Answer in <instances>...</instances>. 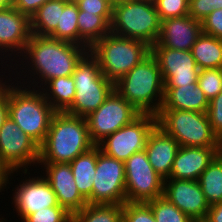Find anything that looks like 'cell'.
Listing matches in <instances>:
<instances>
[{
    "instance_id": "6da1fadb",
    "label": "cell",
    "mask_w": 222,
    "mask_h": 222,
    "mask_svg": "<svg viewBox=\"0 0 222 222\" xmlns=\"http://www.w3.org/2000/svg\"><path fill=\"white\" fill-rule=\"evenodd\" d=\"M88 51V48L78 44L57 40L49 36L31 34L24 52L20 58H17L16 63L7 68L6 73L12 72L10 76L14 74L13 77L18 75L19 77L16 76L12 79L19 84L41 89L51 79L72 76L78 62Z\"/></svg>"
},
{
    "instance_id": "7a4b0ae2",
    "label": "cell",
    "mask_w": 222,
    "mask_h": 222,
    "mask_svg": "<svg viewBox=\"0 0 222 222\" xmlns=\"http://www.w3.org/2000/svg\"><path fill=\"white\" fill-rule=\"evenodd\" d=\"M94 146L85 118L55 112L46 138L39 146L38 163H70Z\"/></svg>"
},
{
    "instance_id": "3957f363",
    "label": "cell",
    "mask_w": 222,
    "mask_h": 222,
    "mask_svg": "<svg viewBox=\"0 0 222 222\" xmlns=\"http://www.w3.org/2000/svg\"><path fill=\"white\" fill-rule=\"evenodd\" d=\"M10 74H7L9 117L40 146L46 138L56 111L45 99L41 89H31L29 86L19 85L14 80L12 82Z\"/></svg>"
},
{
    "instance_id": "277c9868",
    "label": "cell",
    "mask_w": 222,
    "mask_h": 222,
    "mask_svg": "<svg viewBox=\"0 0 222 222\" xmlns=\"http://www.w3.org/2000/svg\"><path fill=\"white\" fill-rule=\"evenodd\" d=\"M114 89L139 113L157 116L164 100V82L157 59L150 54L114 84Z\"/></svg>"
},
{
    "instance_id": "5b68a950",
    "label": "cell",
    "mask_w": 222,
    "mask_h": 222,
    "mask_svg": "<svg viewBox=\"0 0 222 222\" xmlns=\"http://www.w3.org/2000/svg\"><path fill=\"white\" fill-rule=\"evenodd\" d=\"M89 51L98 59L105 78L116 84L151 54V46L141 40L121 37L110 32Z\"/></svg>"
},
{
    "instance_id": "8992f818",
    "label": "cell",
    "mask_w": 222,
    "mask_h": 222,
    "mask_svg": "<svg viewBox=\"0 0 222 222\" xmlns=\"http://www.w3.org/2000/svg\"><path fill=\"white\" fill-rule=\"evenodd\" d=\"M161 20L155 4L137 0H114L111 32L141 40L153 46L160 33Z\"/></svg>"
},
{
    "instance_id": "52a82bcc",
    "label": "cell",
    "mask_w": 222,
    "mask_h": 222,
    "mask_svg": "<svg viewBox=\"0 0 222 222\" xmlns=\"http://www.w3.org/2000/svg\"><path fill=\"white\" fill-rule=\"evenodd\" d=\"M72 77L75 81V97L65 111L71 115L86 118L114 90V84L102 74L98 59L90 51L78 62Z\"/></svg>"
},
{
    "instance_id": "ba28073f",
    "label": "cell",
    "mask_w": 222,
    "mask_h": 222,
    "mask_svg": "<svg viewBox=\"0 0 222 222\" xmlns=\"http://www.w3.org/2000/svg\"><path fill=\"white\" fill-rule=\"evenodd\" d=\"M157 125L171 135L179 146L219 147V138L213 132L206 113L160 109Z\"/></svg>"
},
{
    "instance_id": "9c48e42d",
    "label": "cell",
    "mask_w": 222,
    "mask_h": 222,
    "mask_svg": "<svg viewBox=\"0 0 222 222\" xmlns=\"http://www.w3.org/2000/svg\"><path fill=\"white\" fill-rule=\"evenodd\" d=\"M141 115L115 89L105 101L85 119L92 143L97 146L110 134L132 123Z\"/></svg>"
},
{
    "instance_id": "30bf717a",
    "label": "cell",
    "mask_w": 222,
    "mask_h": 222,
    "mask_svg": "<svg viewBox=\"0 0 222 222\" xmlns=\"http://www.w3.org/2000/svg\"><path fill=\"white\" fill-rule=\"evenodd\" d=\"M124 168L126 202L147 203L163 196L164 179L149 163L145 150L132 154Z\"/></svg>"
},
{
    "instance_id": "8fae6325",
    "label": "cell",
    "mask_w": 222,
    "mask_h": 222,
    "mask_svg": "<svg viewBox=\"0 0 222 222\" xmlns=\"http://www.w3.org/2000/svg\"><path fill=\"white\" fill-rule=\"evenodd\" d=\"M87 202L119 205L126 202L124 162L105 155L98 146L92 194Z\"/></svg>"
},
{
    "instance_id": "7c38bea8",
    "label": "cell",
    "mask_w": 222,
    "mask_h": 222,
    "mask_svg": "<svg viewBox=\"0 0 222 222\" xmlns=\"http://www.w3.org/2000/svg\"><path fill=\"white\" fill-rule=\"evenodd\" d=\"M157 125V116L141 114L132 123L110 134L97 146L105 155L125 162L132 154L145 149L149 134Z\"/></svg>"
},
{
    "instance_id": "4fadbf2b",
    "label": "cell",
    "mask_w": 222,
    "mask_h": 222,
    "mask_svg": "<svg viewBox=\"0 0 222 222\" xmlns=\"http://www.w3.org/2000/svg\"><path fill=\"white\" fill-rule=\"evenodd\" d=\"M0 160L11 171H28L39 162V145L10 117L0 128Z\"/></svg>"
},
{
    "instance_id": "5bb4252c",
    "label": "cell",
    "mask_w": 222,
    "mask_h": 222,
    "mask_svg": "<svg viewBox=\"0 0 222 222\" xmlns=\"http://www.w3.org/2000/svg\"><path fill=\"white\" fill-rule=\"evenodd\" d=\"M30 36V18L27 15L20 13L13 6L4 10H0L1 72H3L4 69L7 71L6 68L11 67L13 62L17 61V57L20 58L25 50ZM4 59L7 61L4 62ZM7 62H9L10 65L6 64Z\"/></svg>"
},
{
    "instance_id": "9a60e30c",
    "label": "cell",
    "mask_w": 222,
    "mask_h": 222,
    "mask_svg": "<svg viewBox=\"0 0 222 222\" xmlns=\"http://www.w3.org/2000/svg\"><path fill=\"white\" fill-rule=\"evenodd\" d=\"M18 172L21 174V178L27 175L20 180L19 185L17 184L16 187L12 189L13 197L11 198V204L15 206L13 210L18 213L17 216H20V220H23L27 215L35 213L40 209L59 205L49 182L42 174L38 175L40 171L35 174L37 176H29V178H27L28 175H31L29 171Z\"/></svg>"
},
{
    "instance_id": "2e32d148",
    "label": "cell",
    "mask_w": 222,
    "mask_h": 222,
    "mask_svg": "<svg viewBox=\"0 0 222 222\" xmlns=\"http://www.w3.org/2000/svg\"><path fill=\"white\" fill-rule=\"evenodd\" d=\"M151 54L159 64L164 87H182L197 83L200 69L191 50L151 47Z\"/></svg>"
},
{
    "instance_id": "e0dca14e",
    "label": "cell",
    "mask_w": 222,
    "mask_h": 222,
    "mask_svg": "<svg viewBox=\"0 0 222 222\" xmlns=\"http://www.w3.org/2000/svg\"><path fill=\"white\" fill-rule=\"evenodd\" d=\"M163 196L194 222L205 220L210 205L197 180H164Z\"/></svg>"
},
{
    "instance_id": "ac0fdd59",
    "label": "cell",
    "mask_w": 222,
    "mask_h": 222,
    "mask_svg": "<svg viewBox=\"0 0 222 222\" xmlns=\"http://www.w3.org/2000/svg\"><path fill=\"white\" fill-rule=\"evenodd\" d=\"M39 165L43 177L49 182L56 195L58 204L71 215L88 204L75 184L69 163H38V167Z\"/></svg>"
},
{
    "instance_id": "d6986e66",
    "label": "cell",
    "mask_w": 222,
    "mask_h": 222,
    "mask_svg": "<svg viewBox=\"0 0 222 222\" xmlns=\"http://www.w3.org/2000/svg\"><path fill=\"white\" fill-rule=\"evenodd\" d=\"M201 33V21L190 15L161 20L160 33L152 47L191 50Z\"/></svg>"
},
{
    "instance_id": "ffe728a7",
    "label": "cell",
    "mask_w": 222,
    "mask_h": 222,
    "mask_svg": "<svg viewBox=\"0 0 222 222\" xmlns=\"http://www.w3.org/2000/svg\"><path fill=\"white\" fill-rule=\"evenodd\" d=\"M218 155V147L180 146L169 178L198 180L201 173Z\"/></svg>"
},
{
    "instance_id": "44dd1931",
    "label": "cell",
    "mask_w": 222,
    "mask_h": 222,
    "mask_svg": "<svg viewBox=\"0 0 222 222\" xmlns=\"http://www.w3.org/2000/svg\"><path fill=\"white\" fill-rule=\"evenodd\" d=\"M178 142L158 125L149 134L145 152L153 169L165 180L170 177Z\"/></svg>"
},
{
    "instance_id": "7402d4cb",
    "label": "cell",
    "mask_w": 222,
    "mask_h": 222,
    "mask_svg": "<svg viewBox=\"0 0 222 222\" xmlns=\"http://www.w3.org/2000/svg\"><path fill=\"white\" fill-rule=\"evenodd\" d=\"M208 107L209 100L198 86V83L182 87H164V100L161 109L206 113Z\"/></svg>"
},
{
    "instance_id": "603a6c76",
    "label": "cell",
    "mask_w": 222,
    "mask_h": 222,
    "mask_svg": "<svg viewBox=\"0 0 222 222\" xmlns=\"http://www.w3.org/2000/svg\"><path fill=\"white\" fill-rule=\"evenodd\" d=\"M112 15H95L79 11L77 22L79 45L90 48L111 32Z\"/></svg>"
},
{
    "instance_id": "cb8c5ba5",
    "label": "cell",
    "mask_w": 222,
    "mask_h": 222,
    "mask_svg": "<svg viewBox=\"0 0 222 222\" xmlns=\"http://www.w3.org/2000/svg\"><path fill=\"white\" fill-rule=\"evenodd\" d=\"M97 164V146L77 156L69 163L75 184L81 195L87 200L92 194L93 180Z\"/></svg>"
},
{
    "instance_id": "d4e9b609",
    "label": "cell",
    "mask_w": 222,
    "mask_h": 222,
    "mask_svg": "<svg viewBox=\"0 0 222 222\" xmlns=\"http://www.w3.org/2000/svg\"><path fill=\"white\" fill-rule=\"evenodd\" d=\"M41 90L56 112H65L72 105L75 97V81L72 76L54 78L49 80Z\"/></svg>"
},
{
    "instance_id": "484cf974",
    "label": "cell",
    "mask_w": 222,
    "mask_h": 222,
    "mask_svg": "<svg viewBox=\"0 0 222 222\" xmlns=\"http://www.w3.org/2000/svg\"><path fill=\"white\" fill-rule=\"evenodd\" d=\"M69 0H49L30 18L31 34L49 36L60 23L61 11Z\"/></svg>"
},
{
    "instance_id": "4316f807",
    "label": "cell",
    "mask_w": 222,
    "mask_h": 222,
    "mask_svg": "<svg viewBox=\"0 0 222 222\" xmlns=\"http://www.w3.org/2000/svg\"><path fill=\"white\" fill-rule=\"evenodd\" d=\"M191 52L200 70L222 68V39L201 33Z\"/></svg>"
},
{
    "instance_id": "83f0119b",
    "label": "cell",
    "mask_w": 222,
    "mask_h": 222,
    "mask_svg": "<svg viewBox=\"0 0 222 222\" xmlns=\"http://www.w3.org/2000/svg\"><path fill=\"white\" fill-rule=\"evenodd\" d=\"M211 206L222 202V158L217 155L197 180Z\"/></svg>"
},
{
    "instance_id": "f1b7e54d",
    "label": "cell",
    "mask_w": 222,
    "mask_h": 222,
    "mask_svg": "<svg viewBox=\"0 0 222 222\" xmlns=\"http://www.w3.org/2000/svg\"><path fill=\"white\" fill-rule=\"evenodd\" d=\"M123 217V205L87 204L72 215V222H119Z\"/></svg>"
},
{
    "instance_id": "f546056e",
    "label": "cell",
    "mask_w": 222,
    "mask_h": 222,
    "mask_svg": "<svg viewBox=\"0 0 222 222\" xmlns=\"http://www.w3.org/2000/svg\"><path fill=\"white\" fill-rule=\"evenodd\" d=\"M78 14L76 2L69 0L61 11L60 23L49 37L79 45Z\"/></svg>"
},
{
    "instance_id": "4dcf8cb0",
    "label": "cell",
    "mask_w": 222,
    "mask_h": 222,
    "mask_svg": "<svg viewBox=\"0 0 222 222\" xmlns=\"http://www.w3.org/2000/svg\"><path fill=\"white\" fill-rule=\"evenodd\" d=\"M156 222H194L164 196L147 202Z\"/></svg>"
},
{
    "instance_id": "1f68e13d",
    "label": "cell",
    "mask_w": 222,
    "mask_h": 222,
    "mask_svg": "<svg viewBox=\"0 0 222 222\" xmlns=\"http://www.w3.org/2000/svg\"><path fill=\"white\" fill-rule=\"evenodd\" d=\"M197 83L210 101L222 91V68L201 69Z\"/></svg>"
},
{
    "instance_id": "d6a6232c",
    "label": "cell",
    "mask_w": 222,
    "mask_h": 222,
    "mask_svg": "<svg viewBox=\"0 0 222 222\" xmlns=\"http://www.w3.org/2000/svg\"><path fill=\"white\" fill-rule=\"evenodd\" d=\"M21 222H72V215L58 205L29 214Z\"/></svg>"
},
{
    "instance_id": "836d02e7",
    "label": "cell",
    "mask_w": 222,
    "mask_h": 222,
    "mask_svg": "<svg viewBox=\"0 0 222 222\" xmlns=\"http://www.w3.org/2000/svg\"><path fill=\"white\" fill-rule=\"evenodd\" d=\"M155 7L160 20L189 15V0H157Z\"/></svg>"
},
{
    "instance_id": "e575fe53",
    "label": "cell",
    "mask_w": 222,
    "mask_h": 222,
    "mask_svg": "<svg viewBox=\"0 0 222 222\" xmlns=\"http://www.w3.org/2000/svg\"><path fill=\"white\" fill-rule=\"evenodd\" d=\"M123 217L127 222H156L151 207L148 203L123 204Z\"/></svg>"
},
{
    "instance_id": "d590c367",
    "label": "cell",
    "mask_w": 222,
    "mask_h": 222,
    "mask_svg": "<svg viewBox=\"0 0 222 222\" xmlns=\"http://www.w3.org/2000/svg\"><path fill=\"white\" fill-rule=\"evenodd\" d=\"M206 114L213 132L220 138L222 136V91L209 101Z\"/></svg>"
},
{
    "instance_id": "8d00e7d4",
    "label": "cell",
    "mask_w": 222,
    "mask_h": 222,
    "mask_svg": "<svg viewBox=\"0 0 222 222\" xmlns=\"http://www.w3.org/2000/svg\"><path fill=\"white\" fill-rule=\"evenodd\" d=\"M79 11L95 15H112L114 0H74Z\"/></svg>"
},
{
    "instance_id": "74e56055",
    "label": "cell",
    "mask_w": 222,
    "mask_h": 222,
    "mask_svg": "<svg viewBox=\"0 0 222 222\" xmlns=\"http://www.w3.org/2000/svg\"><path fill=\"white\" fill-rule=\"evenodd\" d=\"M201 23L202 33L222 39V8L214 9Z\"/></svg>"
},
{
    "instance_id": "f35d334b",
    "label": "cell",
    "mask_w": 222,
    "mask_h": 222,
    "mask_svg": "<svg viewBox=\"0 0 222 222\" xmlns=\"http://www.w3.org/2000/svg\"><path fill=\"white\" fill-rule=\"evenodd\" d=\"M214 9L213 0H189V15L193 19L202 21Z\"/></svg>"
},
{
    "instance_id": "ab89813d",
    "label": "cell",
    "mask_w": 222,
    "mask_h": 222,
    "mask_svg": "<svg viewBox=\"0 0 222 222\" xmlns=\"http://www.w3.org/2000/svg\"><path fill=\"white\" fill-rule=\"evenodd\" d=\"M49 0H12V6L29 18Z\"/></svg>"
},
{
    "instance_id": "60d3db41",
    "label": "cell",
    "mask_w": 222,
    "mask_h": 222,
    "mask_svg": "<svg viewBox=\"0 0 222 222\" xmlns=\"http://www.w3.org/2000/svg\"><path fill=\"white\" fill-rule=\"evenodd\" d=\"M5 73L6 71L0 72V128L3 126V123L9 117L7 102V76L5 75Z\"/></svg>"
},
{
    "instance_id": "b9f144b4",
    "label": "cell",
    "mask_w": 222,
    "mask_h": 222,
    "mask_svg": "<svg viewBox=\"0 0 222 222\" xmlns=\"http://www.w3.org/2000/svg\"><path fill=\"white\" fill-rule=\"evenodd\" d=\"M18 171H11L1 160H0V193L5 191L4 189L10 188L9 185L12 179H14L13 174L17 173ZM12 174V175H11ZM11 178V179H10Z\"/></svg>"
},
{
    "instance_id": "7bdbcfd3",
    "label": "cell",
    "mask_w": 222,
    "mask_h": 222,
    "mask_svg": "<svg viewBox=\"0 0 222 222\" xmlns=\"http://www.w3.org/2000/svg\"><path fill=\"white\" fill-rule=\"evenodd\" d=\"M206 222H222V202L213 204L209 207Z\"/></svg>"
},
{
    "instance_id": "ee69618b",
    "label": "cell",
    "mask_w": 222,
    "mask_h": 222,
    "mask_svg": "<svg viewBox=\"0 0 222 222\" xmlns=\"http://www.w3.org/2000/svg\"><path fill=\"white\" fill-rule=\"evenodd\" d=\"M12 7V0H0V10Z\"/></svg>"
},
{
    "instance_id": "f6af8a7d",
    "label": "cell",
    "mask_w": 222,
    "mask_h": 222,
    "mask_svg": "<svg viewBox=\"0 0 222 222\" xmlns=\"http://www.w3.org/2000/svg\"><path fill=\"white\" fill-rule=\"evenodd\" d=\"M213 1H214L215 9H221L222 8V0H213Z\"/></svg>"
},
{
    "instance_id": "bcb514c9",
    "label": "cell",
    "mask_w": 222,
    "mask_h": 222,
    "mask_svg": "<svg viewBox=\"0 0 222 222\" xmlns=\"http://www.w3.org/2000/svg\"><path fill=\"white\" fill-rule=\"evenodd\" d=\"M218 155L222 158V136L219 138Z\"/></svg>"
},
{
    "instance_id": "7dc6e473",
    "label": "cell",
    "mask_w": 222,
    "mask_h": 222,
    "mask_svg": "<svg viewBox=\"0 0 222 222\" xmlns=\"http://www.w3.org/2000/svg\"><path fill=\"white\" fill-rule=\"evenodd\" d=\"M137 1H144V2L155 4L157 0H137Z\"/></svg>"
},
{
    "instance_id": "c3c4849f",
    "label": "cell",
    "mask_w": 222,
    "mask_h": 222,
    "mask_svg": "<svg viewBox=\"0 0 222 222\" xmlns=\"http://www.w3.org/2000/svg\"><path fill=\"white\" fill-rule=\"evenodd\" d=\"M0 217H1V218H0V222H4V221H5V222H7V221L10 222L9 220H6V218H4L3 216H0Z\"/></svg>"
},
{
    "instance_id": "681fc988",
    "label": "cell",
    "mask_w": 222,
    "mask_h": 222,
    "mask_svg": "<svg viewBox=\"0 0 222 222\" xmlns=\"http://www.w3.org/2000/svg\"><path fill=\"white\" fill-rule=\"evenodd\" d=\"M119 222H127V221L124 217H122Z\"/></svg>"
}]
</instances>
